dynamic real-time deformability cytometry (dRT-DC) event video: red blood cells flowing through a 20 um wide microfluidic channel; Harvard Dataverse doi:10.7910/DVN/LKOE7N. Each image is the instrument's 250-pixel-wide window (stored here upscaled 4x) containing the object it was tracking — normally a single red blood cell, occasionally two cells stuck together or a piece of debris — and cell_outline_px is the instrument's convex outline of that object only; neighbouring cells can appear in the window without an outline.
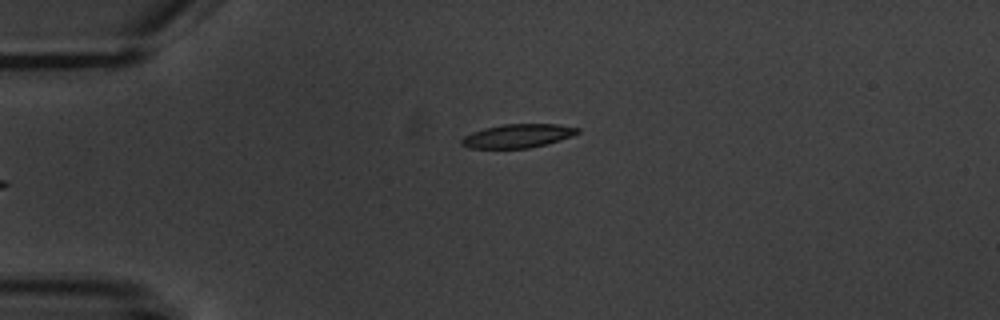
{"species": "common noctule bat (a hibernating species)", "species_latin": "Nyctalus noctula", "temperature_condition": "warm", "stored_images_in_passage": 7, "camera_frame_rate_fps": 3000, "um_per_image_px": 0.085, "animal": {"sex": "male", "body_mass_g": 20.1, "forearm_length_mm": 53.5}, "frame": {"image": 1, "passage_image": 7, "time_ms": 7.333, "image_size_px": [1000, 320], "cell_outline_px": [[580, 132], [572, 136], [560, 140], [528, 148], [468, 148], [460, 144], [460, 140], [464, 136], [472, 132], [484, 128], [504, 124], [556, 124], [580, 128]], "centroid_in_image_um": [43.99, 11.55], "position_along_channel_um": 41.0, "area_um2": 15.95}}